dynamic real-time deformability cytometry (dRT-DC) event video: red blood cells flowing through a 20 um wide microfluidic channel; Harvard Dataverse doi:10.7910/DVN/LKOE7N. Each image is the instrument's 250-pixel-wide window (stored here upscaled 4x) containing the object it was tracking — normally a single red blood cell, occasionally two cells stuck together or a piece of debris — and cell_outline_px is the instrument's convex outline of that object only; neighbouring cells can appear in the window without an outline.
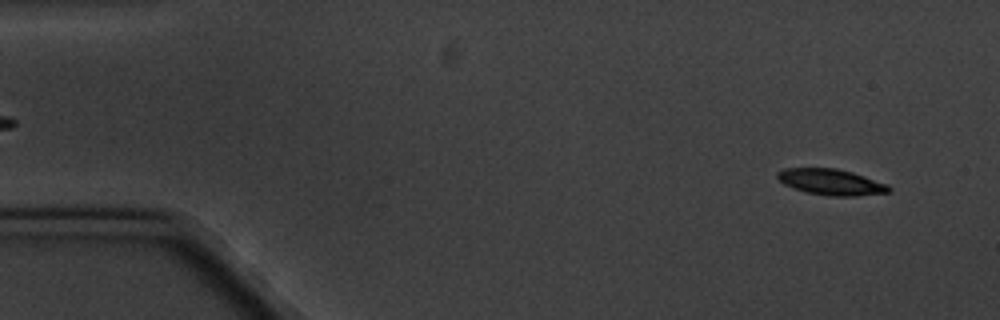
{"species": "common noctule bat (a hibernating species)", "species_latin": "Nyctalus noctula", "temperature_condition": "cold", "stored_images_in_passage": 9, "camera_frame_rate_fps": 3000, "um_per_image_px": 0.085, "animal": {"sex": "male", "body_mass_g": 20.1, "forearm_length_mm": 53.5}, "frame": {"image": 1, "passage_image": 1, "time_ms": 0.0, "image_size_px": [1000, 320], "cell_outline_px": [[892, 188], [888, 192], [856, 196], [832, 196], [808, 192], [784, 184], [776, 176], [776, 172], [784, 168], [836, 168], [852, 172], [888, 184]], "centroid_in_image_um": [70.65, 15.46], "position_along_channel_um": 14.3, "area_um2": 16.7}}